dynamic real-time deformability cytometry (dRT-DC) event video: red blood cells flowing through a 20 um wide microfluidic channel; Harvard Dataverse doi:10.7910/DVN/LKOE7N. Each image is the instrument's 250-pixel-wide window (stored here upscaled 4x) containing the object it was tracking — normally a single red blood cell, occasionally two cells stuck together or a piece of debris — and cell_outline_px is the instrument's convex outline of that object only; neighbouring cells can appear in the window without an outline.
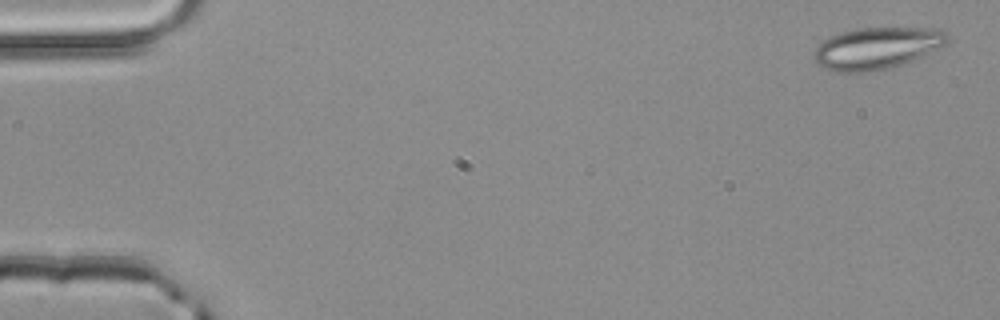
{"species": "common noctule bat (a hibernating species)", "species_latin": "Nyctalus noctula", "temperature_condition": "room temperature", "stored_images_in_passage": 52, "camera_frame_rate_fps": 3000, "um_per_image_px": 0.085, "animal": {"sex": "male", "body_mass_g": 20.4}, "frame": {"image": 1, "passage_image": 2, "time_ms": 0.333, "image_size_px": [1000, 320], "cell_outline_px": [[948, 40], [944, 44], [912, 60], [900, 64], [868, 72], [832, 72], [824, 68], [812, 56], [812, 52], [824, 40], [840, 32], [856, 28], [940, 28], [948, 36]], "centroid_in_image_um": [74.47, 4.08], "position_along_channel_um": 10.5, "area_um2": 32.02}}
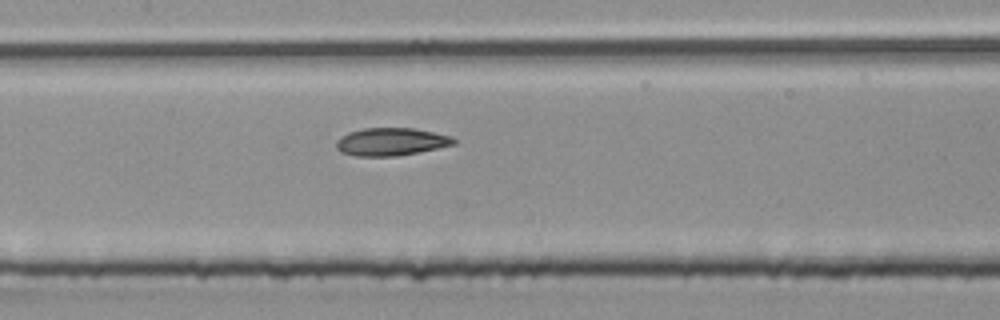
{"frame": {"image": 2, "passage_image": 25, "time_ms": 8.0, "image_size_px": [1000, 320], "cell_outline_px": [[456, 144], [396, 156], [356, 156], [340, 152], [336, 148], [336, 140], [340, 136], [348, 132], [364, 128], [416, 128], [452, 136], [456, 140]], "centroid_in_image_um": [33.21, 12.04], "position_along_channel_um": 174.2, "area_um2": 19.07}}
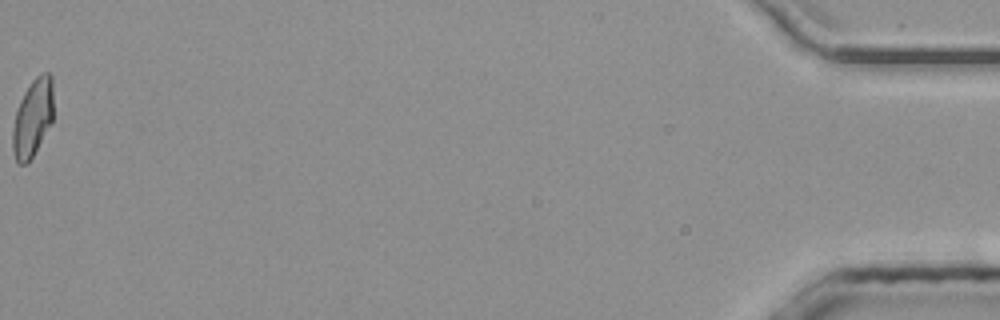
{"frame": {"image": 3, "passage_image": 52, "time_ms": 17.0, "image_size_px": [1000, 320], "cell_outline_px": [[52, 124], [28, 164], [16, 164], [12, 148], [12, 128], [16, 112], [20, 100], [24, 92], [32, 80], [40, 72], [48, 72], [52, 76]], "centroid_in_image_um": [2.77, 10.04], "position_along_channel_um": 432.4, "area_um2": 18.73}, "authors_computed_cell_mechanics": {"area_um2": 19.1607, "velocity_mm_per_s": 4.0565, "shape_relaxation_time_tau1_ms": 6.1924, "shape_relaxation_time_tau2_ms": 2.4756, "deformation_change_tau1": 0.1532, "deformation_change_tau2": 0.0922}}